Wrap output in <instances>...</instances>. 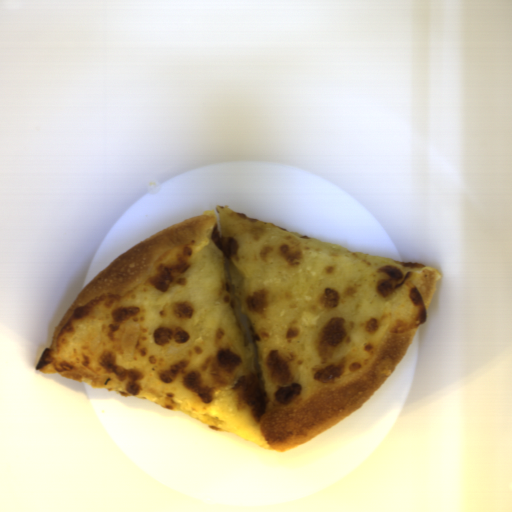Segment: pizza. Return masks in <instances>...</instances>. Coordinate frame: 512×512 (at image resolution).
Wrapping results in <instances>:
<instances>
[{
  "label": "pizza",
  "mask_w": 512,
  "mask_h": 512,
  "mask_svg": "<svg viewBox=\"0 0 512 512\" xmlns=\"http://www.w3.org/2000/svg\"><path fill=\"white\" fill-rule=\"evenodd\" d=\"M441 277L217 206L97 274L35 368L281 453L389 378Z\"/></svg>",
  "instance_id": "obj_1"
}]
</instances>
